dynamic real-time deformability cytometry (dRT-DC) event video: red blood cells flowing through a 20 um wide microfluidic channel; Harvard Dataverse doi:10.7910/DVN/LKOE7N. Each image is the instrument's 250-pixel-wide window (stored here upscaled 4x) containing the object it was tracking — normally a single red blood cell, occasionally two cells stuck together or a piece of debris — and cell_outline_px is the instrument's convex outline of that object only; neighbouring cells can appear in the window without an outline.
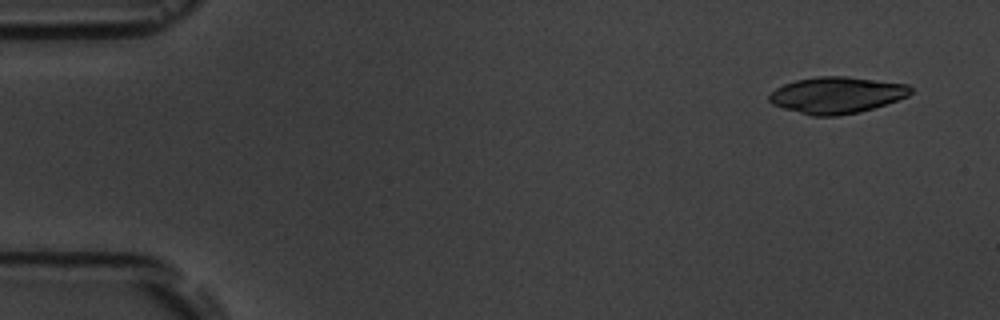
{"species": "common noctule bat (a hibernating species)", "species_latin": "Nyctalus noctula", "temperature_condition": "room temperature", "stored_images_in_passage": 3, "segment_of_instrument_passage": [2, 2], "camera_frame_rate_fps": 3000, "um_per_image_px": 0.085, "animal": {"sex": "male", "body_mass_g": 19.5, "forearm_length_mm": 54.6}, "frame": {"image": 1, "passage_image": 3, "time_ms": 2.333, "image_size_px": [1000, 320], "cell_outline_px": [[912, 92], [908, 96], [860, 112], [836, 116], [812, 116], [784, 108], [772, 104], [768, 100], [768, 96], [776, 88], [784, 84], [796, 80], [816, 76], [848, 76], [908, 84], [912, 88]], "centroid_in_image_um": [71.11, 8.07], "position_along_channel_um": 13.9, "area_um2": 30.06}}